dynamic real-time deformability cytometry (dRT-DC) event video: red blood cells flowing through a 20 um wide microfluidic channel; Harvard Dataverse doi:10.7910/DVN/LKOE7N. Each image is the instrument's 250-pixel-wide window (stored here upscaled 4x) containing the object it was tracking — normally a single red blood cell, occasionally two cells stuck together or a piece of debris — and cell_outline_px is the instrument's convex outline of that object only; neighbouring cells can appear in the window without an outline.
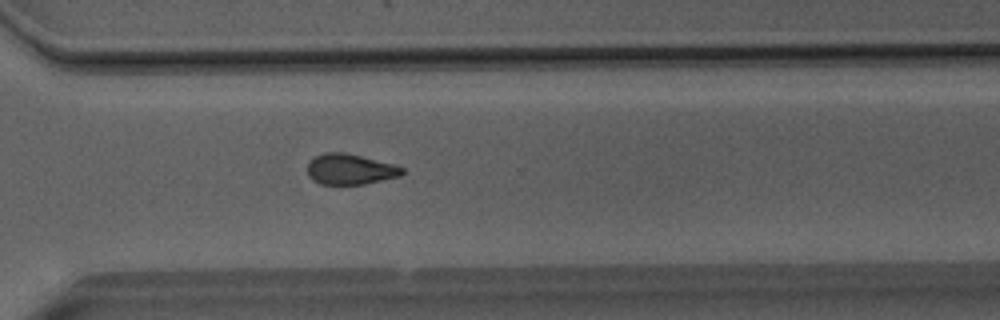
{"species": "Egyptian fruit bat (a non-hibernating species)", "species_latin": "Rousettus aegyptiacus", "temperature_condition": "room temperature", "stored_images_in_passage": 51, "camera_frame_rate_fps": 3000, "um_per_image_px": 0.085, "animal": {"sex": "male"}, "frame": {"image": 1, "passage_image": 37, "time_ms": 12.0, "image_size_px": [1000, 320], "cell_outline_px": [[404, 172], [400, 176], [364, 184], [320, 184], [312, 180], [308, 176], [308, 164], [316, 156], [324, 152], [344, 152], [392, 164], [404, 168]], "centroid_in_image_um": [29.74, 14.39], "position_along_channel_um": 340.9, "area_um2": 16.7}}
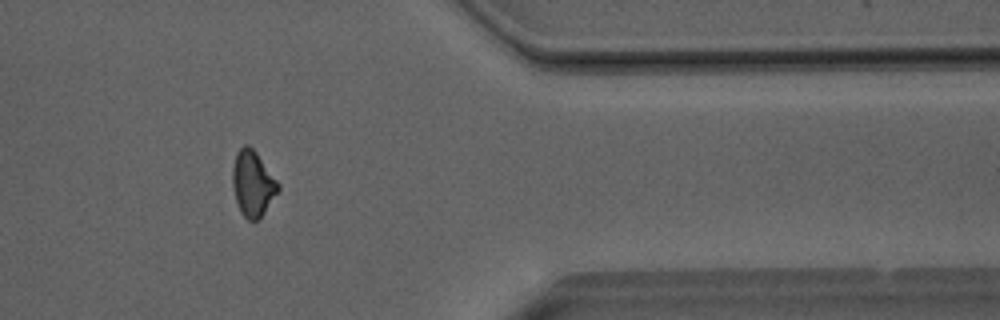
{"frame": {"image": 2, "passage_image": 42, "time_ms": 13.667, "image_size_px": [1000, 320], "cell_outline_px": [[280, 188], [264, 212], [256, 220], [248, 220], [240, 212], [236, 200], [232, 184], [232, 168], [236, 152], [244, 144], [248, 144], [256, 152], [280, 184]], "centroid_in_image_um": [21.47, 15.57], "position_along_channel_um": 389.9, "area_um2": 17.28}}
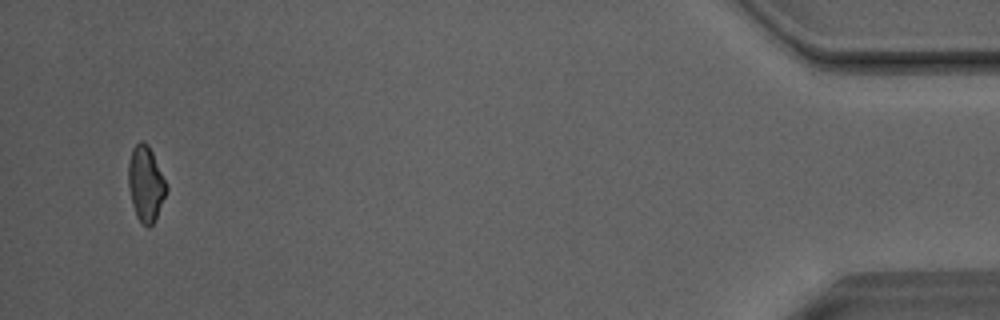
{"frame": {"image": 3, "passage_image": 49, "time_ms": 16.0, "image_size_px": [1000, 320], "cell_outline_px": [[168, 192], [156, 220], [148, 228], [136, 216], [132, 204], [128, 188], [128, 164], [132, 148], [140, 140], [144, 140], [148, 144], [168, 184]], "centroid_in_image_um": [12.41, 15.62], "position_along_channel_um": 422.8, "area_um2": 17.11}, "authors_computed_cell_mechanics": {"area_um2": 17.4556, "velocity_mm_per_s": 4.0803, "shape_relaxation_time_tau1_ms": 6.2903, "shape_relaxation_time_tau2_ms": 3.4839, "deformation_change_tau1": 0.1599, "deformation_change_tau2": 0.1108}}